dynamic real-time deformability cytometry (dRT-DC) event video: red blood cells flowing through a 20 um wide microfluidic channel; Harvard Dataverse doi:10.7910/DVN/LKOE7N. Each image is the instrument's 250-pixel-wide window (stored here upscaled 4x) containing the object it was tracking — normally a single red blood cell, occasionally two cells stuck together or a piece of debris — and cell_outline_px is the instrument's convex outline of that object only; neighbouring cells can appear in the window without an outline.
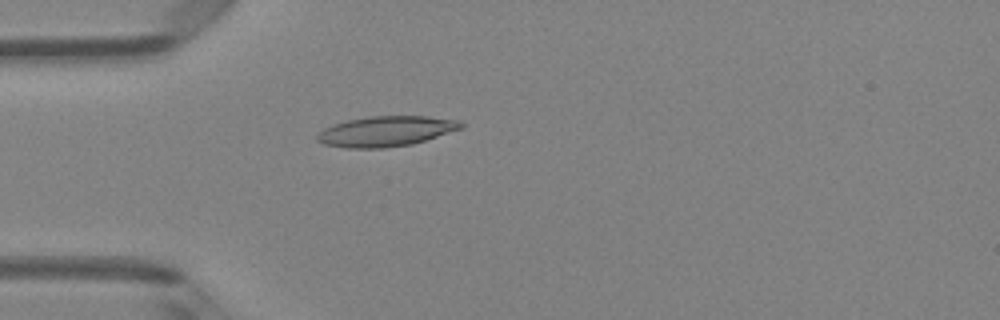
{"species": "Egyptian fruit bat (a non-hibernating species)", "species_latin": "Rousettus aegyptiacus", "temperature_condition": "room temperature", "stored_images_in_passage": 4, "camera_frame_rate_fps": 3000, "um_per_image_px": 0.085, "animal": {"sex": "female"}, "frame": {"image": 1, "passage_image": 4, "time_ms": 4.333, "image_size_px": [1000, 320], "cell_outline_px": [[464, 128], [412, 144], [384, 148], [348, 148], [324, 144], [316, 140], [316, 136], [324, 128], [332, 124], [348, 120], [368, 116], [428, 116], [460, 120], [464, 124]], "centroid_in_image_um": [32.83, 11.15], "position_along_channel_um": 52.2, "area_um2": 25.49}}